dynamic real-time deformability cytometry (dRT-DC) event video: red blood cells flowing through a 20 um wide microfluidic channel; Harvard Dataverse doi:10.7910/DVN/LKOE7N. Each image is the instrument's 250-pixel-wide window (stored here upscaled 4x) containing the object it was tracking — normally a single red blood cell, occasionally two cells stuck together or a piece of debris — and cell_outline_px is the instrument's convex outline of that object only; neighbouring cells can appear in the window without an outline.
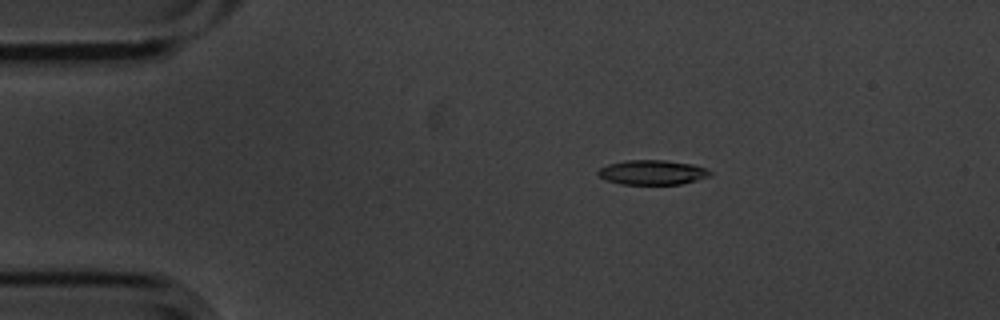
{"species": "common noctule bat (a hibernating species)", "species_latin": "Nyctalus noctula", "temperature_condition": "cold", "stored_images_in_passage": 4, "camera_frame_rate_fps": 3000, "um_per_image_px": 0.085, "animal": {"sex": "male", "body_mass_g": 20.1, "forearm_length_mm": 53.5}, "frame": {"image": 1, "passage_image": 1, "time_ms": 0.0, "image_size_px": [1000, 320], "cell_outline_px": [[712, 176], [680, 184], [620, 184], [608, 180], [600, 176], [596, 172], [600, 168], [608, 164], [628, 160], [664, 160], [692, 164], [704, 168], [712, 172]], "centroid_in_image_um": [55.46, 14.65], "position_along_channel_um": 29.5, "area_um2": 15.95}}
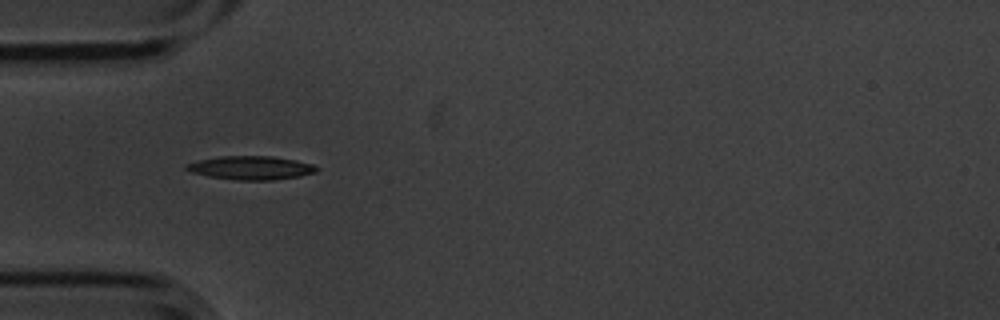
{"frame": {"image": 2, "passage_image": 3, "time_ms": 0.667, "image_size_px": [1000, 320], "cell_outline_px": [[320, 168], [316, 172], [300, 176], [272, 180], [236, 180], [208, 176], [192, 172], [184, 168], [184, 164], [200, 160], [220, 156], [272, 156], [296, 160], [312, 164]], "centroid_in_image_um": [21.34, 14.26], "position_along_channel_um": 63.7, "area_um2": 17.92}}
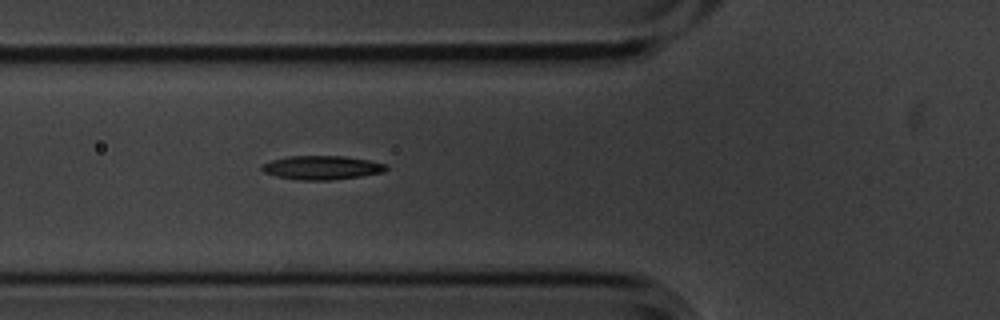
{"frame": {"image": 3, "passage_image": 4, "time_ms": 1.0, "image_size_px": [1000, 320], "cell_outline_px": [[388, 168], [384, 172], [360, 176], [332, 180], [296, 180], [276, 176], [264, 172], [260, 168], [264, 164], [272, 160], [288, 156], [344, 156], [368, 160], [388, 164]], "centroid_in_image_um": [27.37, 14.25], "position_along_channel_um": 98.4, "area_um2": 17.28}}